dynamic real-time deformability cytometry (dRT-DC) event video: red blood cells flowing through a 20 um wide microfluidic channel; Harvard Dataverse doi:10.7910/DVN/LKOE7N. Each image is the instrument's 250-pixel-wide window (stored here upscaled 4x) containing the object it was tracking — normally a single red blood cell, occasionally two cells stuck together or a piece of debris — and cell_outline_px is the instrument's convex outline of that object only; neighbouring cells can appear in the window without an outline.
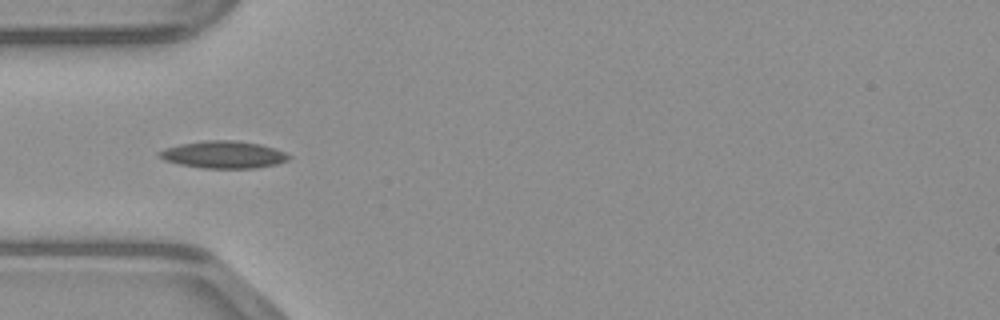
{"species": "common noctule bat (a hibernating species)", "species_latin": "Nyctalus noctula", "temperature_condition": "warm", "stored_images_in_passage": 10, "camera_frame_rate_fps": 3000, "um_per_image_px": 0.085, "animal": {"sex": "male", "body_mass_g": 23.1, "forearm_length_mm": 52.7}, "frame": {"image": 1, "passage_image": 2, "time_ms": 0.333, "image_size_px": [1000, 320], "cell_outline_px": [[292, 156], [288, 160], [276, 164], [252, 168], [204, 168], [180, 164], [164, 160], [156, 156], [156, 152], [164, 148], [180, 144], [204, 140], [236, 140], [260, 144], [276, 148]], "centroid_in_image_um": [18.97, 13.13], "position_along_channel_um": 66.0, "area_um2": 20.69}}